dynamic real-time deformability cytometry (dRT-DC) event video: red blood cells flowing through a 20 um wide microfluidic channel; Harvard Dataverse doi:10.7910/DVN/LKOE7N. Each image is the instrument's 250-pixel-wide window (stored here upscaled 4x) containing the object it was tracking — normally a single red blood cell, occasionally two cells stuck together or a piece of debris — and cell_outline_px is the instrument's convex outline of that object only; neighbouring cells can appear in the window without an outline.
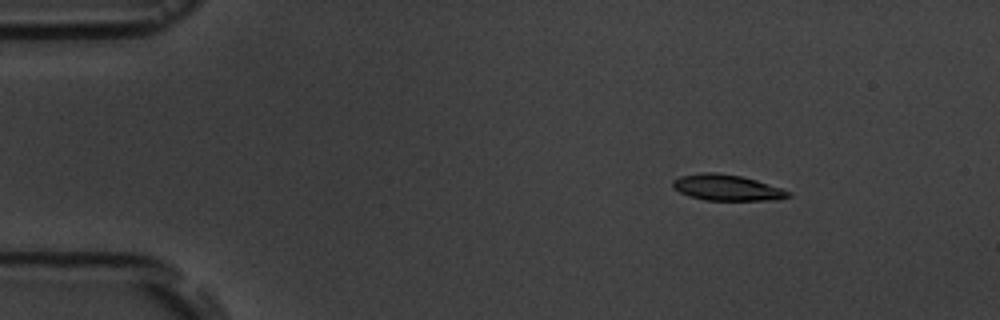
{"species": "common noctule bat (a hibernating species)", "species_latin": "Nyctalus noctula", "temperature_condition": "room temperature", "stored_images_in_passage": 16, "camera_frame_rate_fps": 3000, "um_per_image_px": 0.085, "animal": {"sex": "male", "body_mass_g": 19.5, "forearm_length_mm": 54.6}, "frame": {"image": 1, "passage_image": 2, "time_ms": 1.333, "image_size_px": [1000, 320], "cell_outline_px": [[792, 196], [780, 200], [704, 200], [680, 192], [672, 188], [672, 180], [680, 176], [704, 172], [716, 172], [740, 176], [756, 180], [792, 192]], "centroid_in_image_um": [61.8, 15.95], "position_along_channel_um": 23.2, "area_um2": 17.46}}
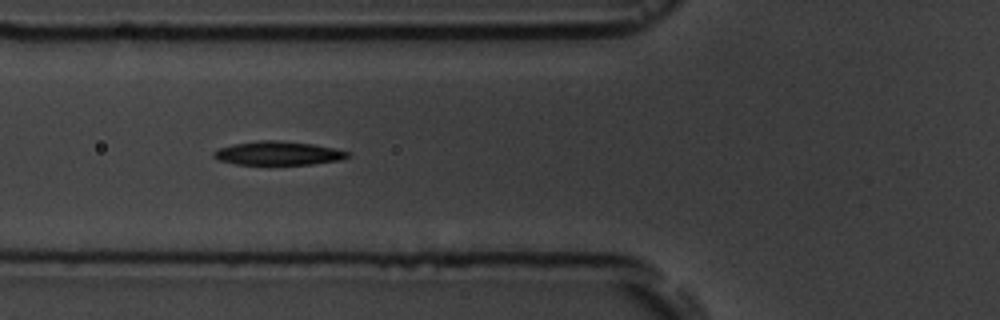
{"frame": {"image": 2, "passage_image": 6, "time_ms": 5.667, "image_size_px": [1000, 320], "cell_outline_px": [[348, 156], [340, 160], [312, 164], [236, 164], [220, 160], [212, 156], [212, 152], [220, 148], [232, 144], [260, 140], [276, 140], [312, 144], [332, 148], [348, 152]], "centroid_in_image_um": [23.59, 13.02], "position_along_channel_um": 102.2, "area_um2": 18.21}}
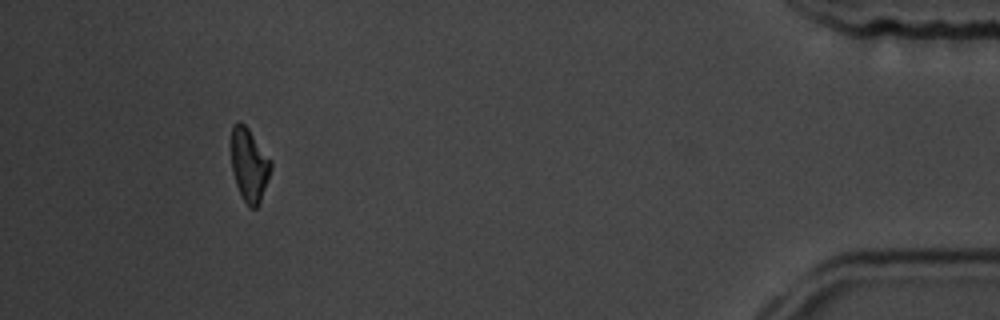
{"frame": {"image": 3, "passage_image": 15, "time_ms": 16.0, "image_size_px": [1000, 320], "cell_outline_px": [[272, 168], [260, 204], [256, 208], [252, 208], [244, 200], [236, 184], [232, 168], [232, 128], [236, 120], [240, 120], [248, 128], [272, 160]], "centroid_in_image_um": [21.21, 14.0], "position_along_channel_um": 414.0, "area_um2": 16.88}, "authors_computed_cell_mechanics": {"area_um2": 18.1492, "velocity_mm_per_s": 3.6455, "shape_relaxation_time_tau1_ms": 2.4475, "shape_relaxation_time_tau2_ms": 2.9149, "deformation_change_tau1": 0.1108, "deformation_change_tau2": 0.0707}}